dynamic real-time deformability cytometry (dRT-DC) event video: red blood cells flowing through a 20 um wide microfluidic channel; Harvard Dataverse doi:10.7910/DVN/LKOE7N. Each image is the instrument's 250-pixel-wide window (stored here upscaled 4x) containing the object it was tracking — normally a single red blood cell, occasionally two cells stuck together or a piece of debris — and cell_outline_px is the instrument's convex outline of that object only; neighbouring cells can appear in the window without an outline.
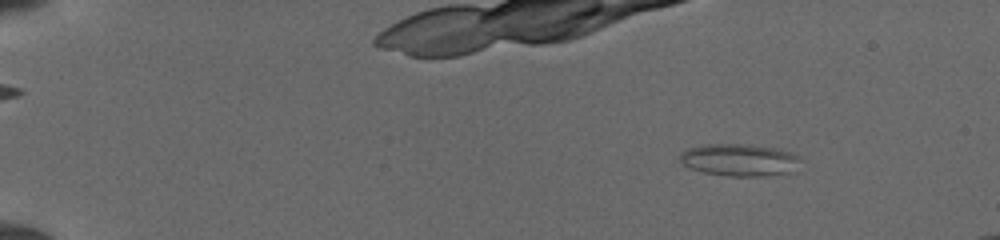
{"species": "common noctule bat (a hibernating species)", "species_latin": "Nyctalus noctula", "temperature_condition": "cold", "stored_images_in_passage": 43, "camera_frame_rate_fps": 3000, "um_per_image_px": 0.085, "animal": {"sex": "female", "body_mass_g": 19.5, "forearm_length_mm": 54.1}, "frame": {"image": 1, "passage_image": 6, "time_ms": 1.667, "image_size_px": [1000, 240], "cell_outline_px": [[800, 160], [796, 172], [768, 176], [728, 176], [704, 172], [688, 168], [680, 160], [680, 152], [688, 148], [704, 144], [740, 144], [780, 148], [792, 152]], "centroid_in_image_um": [62.88, 13.6], "position_along_channel_um": 22.1, "area_um2": 22.95}}
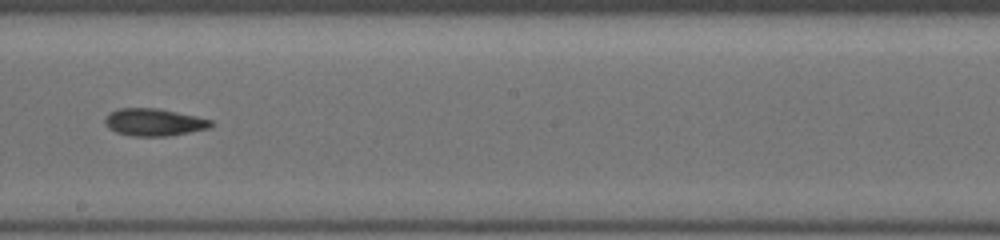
{"frame": {"image": 2, "passage_image": 26, "time_ms": 8.333, "image_size_px": [1000, 240], "cell_outline_px": [[212, 124], [208, 128], [168, 136], [132, 136], [116, 132], [108, 128], [104, 120], [112, 112], [120, 108], [156, 108], [196, 116], [212, 120]], "centroid_in_image_um": [13.08, 10.39], "position_along_channel_um": 235.1, "area_um2": 16.59}}
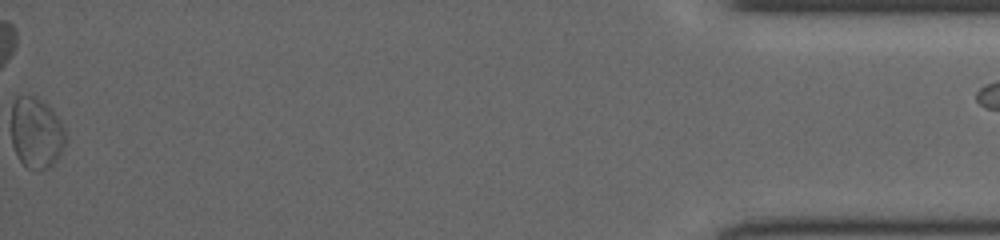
{"frame": {"image": 3, "passage_image": 43, "time_ms": 14.0, "image_size_px": [1000, 240], "cell_outline_px": [[64, 144], [56, 160], [48, 168], [28, 168], [16, 156], [12, 144], [12, 104], [16, 96], [36, 96], [48, 104], [60, 120], [64, 128]], "centroid_in_image_um": [3.06, 11.25], "position_along_channel_um": 432.1, "area_um2": 22.2}}